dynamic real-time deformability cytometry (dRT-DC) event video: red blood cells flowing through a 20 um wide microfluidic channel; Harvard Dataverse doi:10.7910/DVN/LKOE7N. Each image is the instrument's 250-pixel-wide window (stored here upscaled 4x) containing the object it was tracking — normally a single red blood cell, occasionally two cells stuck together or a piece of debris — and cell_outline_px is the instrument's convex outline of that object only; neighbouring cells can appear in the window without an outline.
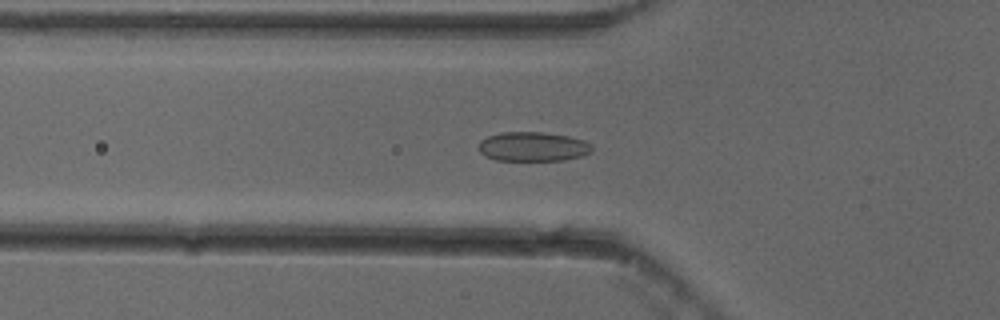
{"species": "common noctule bat (a hibernating species)", "species_latin": "Nyctalus noctula", "temperature_condition": "cold", "stored_images_in_passage": 44, "camera_frame_rate_fps": 3000, "um_per_image_px": 0.085, "animal": {"sex": "female"}, "frame": {"image": 1, "passage_image": 9, "time_ms": 2.667, "image_size_px": [1000, 320], "cell_outline_px": [[592, 152], [580, 156], [564, 160], [496, 160], [484, 156], [480, 152], [480, 140], [488, 136], [500, 132], [544, 132], [568, 136], [584, 140], [592, 144]], "centroid_in_image_um": [45.3, 12.46], "position_along_channel_um": 80.5, "area_um2": 19.42}}
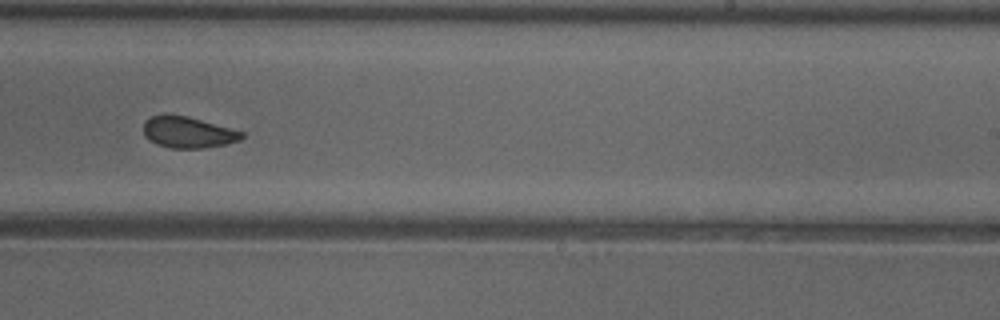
{"frame": {"image": 2, "passage_image": 24, "time_ms": 7.667, "image_size_px": [1000, 320], "cell_outline_px": [[244, 136], [240, 140], [228, 144], [200, 148], [168, 148], [156, 144], [148, 140], [144, 136], [144, 120], [152, 116], [188, 116], [244, 132]], "centroid_in_image_um": [15.98, 11.27], "position_along_channel_um": 273.0, "area_um2": 17.74}}
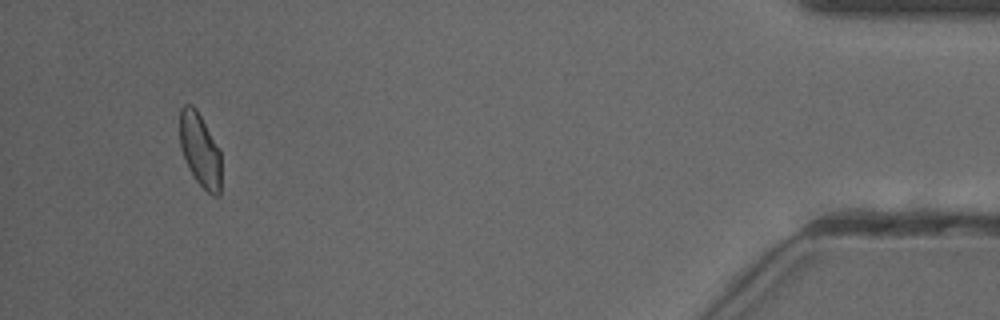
{"frame": {"image": 3, "passage_image": 41, "time_ms": 13.333, "image_size_px": [1000, 320], "cell_outline_px": [[220, 196], [212, 196], [196, 180], [180, 148], [180, 108], [184, 104], [192, 104], [196, 108], [220, 148]], "centroid_in_image_um": [17.01, 12.71], "position_along_channel_um": 418.2, "area_um2": 17.69}, "authors_computed_cell_mechanics": {"area_um2": 18.5538, "velocity_mm_per_s": 3.8361, "shape_relaxation_time_tau1_ms": 6.1104, "shape_relaxation_time_tau2_ms": 1.7144, "deformation_change_tau1": 0.0898, "deformation_change_tau2": 0.0463}}